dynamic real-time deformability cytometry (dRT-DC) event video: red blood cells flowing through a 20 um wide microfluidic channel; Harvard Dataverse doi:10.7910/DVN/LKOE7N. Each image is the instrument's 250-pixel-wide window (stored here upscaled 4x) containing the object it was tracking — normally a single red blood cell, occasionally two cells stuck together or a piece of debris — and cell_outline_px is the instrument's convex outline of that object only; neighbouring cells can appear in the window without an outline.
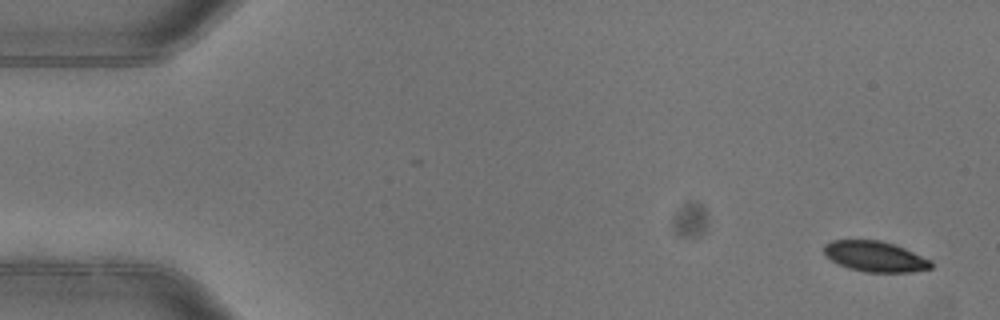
{"species": "common noctule bat (a hibernating species)", "species_latin": "Nyctalus noctula", "temperature_condition": "warm", "stored_images_in_passage": 6, "camera_frame_rate_fps": 3000, "um_per_image_px": 0.085, "animal": {"sex": "female"}, "frame": {"image": 1, "passage_image": 1, "time_ms": 0.0, "image_size_px": [1000, 320], "cell_outline_px": [[932, 268], [912, 272], [864, 272], [848, 268], [824, 256], [824, 244], [832, 240], [880, 240], [904, 248], [932, 260]], "centroid_in_image_um": [74.38, 21.8], "position_along_channel_um": 10.6, "area_um2": 19.07}}
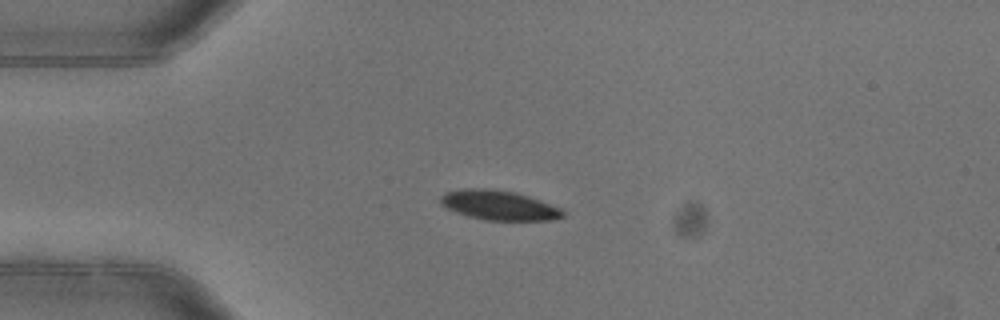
{"frame": {"image": 2, "passage_image": 4, "time_ms": 1.0, "image_size_px": [1000, 320], "cell_outline_px": [[564, 216], [552, 220], [484, 220], [468, 216], [456, 212], [440, 204], [440, 196], [444, 192], [464, 188], [492, 188], [512, 192], [528, 196], [560, 208], [564, 212]], "centroid_in_image_um": [42.36, 17.44], "position_along_channel_um": 42.6, "area_um2": 21.04}}